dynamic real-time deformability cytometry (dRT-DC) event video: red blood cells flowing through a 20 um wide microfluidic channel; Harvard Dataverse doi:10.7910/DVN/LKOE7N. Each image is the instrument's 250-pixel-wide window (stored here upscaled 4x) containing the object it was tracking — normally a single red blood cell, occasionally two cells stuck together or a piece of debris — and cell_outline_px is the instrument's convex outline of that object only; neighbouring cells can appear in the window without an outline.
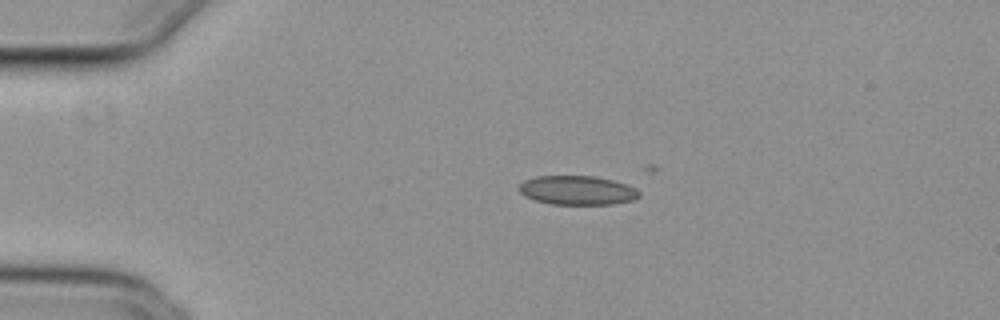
{"species": "common noctule bat (a hibernating species)", "species_latin": "Nyctalus noctula", "temperature_condition": "cold", "stored_images_in_passage": 13, "camera_frame_rate_fps": 3000, "um_per_image_px": 0.085, "animal": {"sex": "female", "body_mass_g": 29.2, "forearm_length_mm": 56.3}, "frame": {"image": 1, "passage_image": 9, "time_ms": 2.667, "image_size_px": [1000, 320], "cell_outline_px": [[640, 196], [632, 200], [612, 204], [548, 204], [524, 196], [520, 192], [520, 184], [524, 180], [536, 176], [596, 176], [628, 184], [636, 188], [640, 192]], "centroid_in_image_um": [49.08, 16.17], "position_along_channel_um": 35.9, "area_um2": 20.4}}